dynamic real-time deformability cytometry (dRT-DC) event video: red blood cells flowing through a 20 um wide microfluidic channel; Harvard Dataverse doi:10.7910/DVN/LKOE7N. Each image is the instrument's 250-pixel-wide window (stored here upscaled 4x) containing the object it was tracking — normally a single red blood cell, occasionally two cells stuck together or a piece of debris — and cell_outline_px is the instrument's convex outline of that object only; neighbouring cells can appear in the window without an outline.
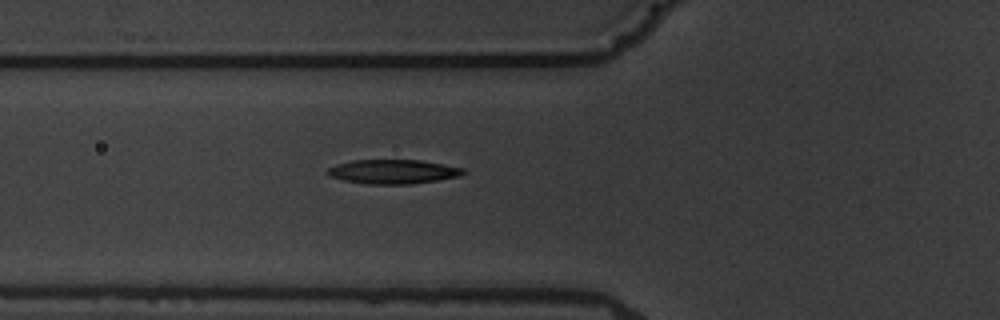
{"species": "common noctule bat (a hibernating species)", "species_latin": "Nyctalus noctula", "temperature_condition": "warm", "stored_images_in_passage": 5, "camera_frame_rate_fps": 3000, "um_per_image_px": 0.085, "animal": {"sex": "male", "body_mass_g": 19.5, "forearm_length_mm": 54.6}, "frame": {"image": 1, "passage_image": 5, "time_ms": 5.667, "image_size_px": [1000, 320], "cell_outline_px": [[468, 172], [460, 176], [412, 184], [368, 184], [344, 180], [328, 176], [324, 172], [328, 168], [336, 164], [352, 160], [420, 160], [464, 168]], "centroid_in_image_um": [33.39, 14.59], "position_along_channel_um": 92.4, "area_um2": 19.25}}